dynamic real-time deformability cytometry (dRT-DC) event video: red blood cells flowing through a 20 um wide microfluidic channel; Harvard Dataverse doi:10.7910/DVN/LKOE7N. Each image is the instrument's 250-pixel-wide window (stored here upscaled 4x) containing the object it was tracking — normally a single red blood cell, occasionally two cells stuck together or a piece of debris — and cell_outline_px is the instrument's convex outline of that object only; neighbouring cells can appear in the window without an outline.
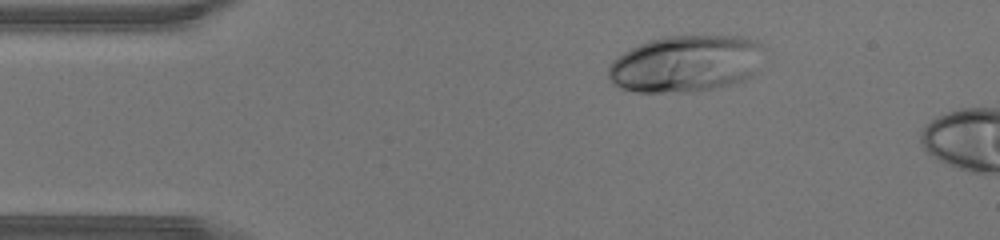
{"species": "human", "species_latin": "Homo sapiens", "temperature_condition": "warm", "stored_images_in_passage": 4, "camera_frame_rate_fps": 3000, "um_per_image_px": 0.085, "donor": {"sex": "male"}, "frame": {"image": 1, "passage_image": 1, "time_ms": 0.0, "image_size_px": [1000, 240], "cell_outline_px": [[764, 48], [752, 72], [744, 80], [716, 88], [692, 92], [636, 92], [620, 88], [612, 84], [608, 76], [608, 68], [612, 60], [624, 52], [648, 40], [660, 36], [748, 36], [764, 44]], "centroid_in_image_um": [58.25, 5.4], "position_along_channel_um": 26.7, "area_um2": 51.62}}